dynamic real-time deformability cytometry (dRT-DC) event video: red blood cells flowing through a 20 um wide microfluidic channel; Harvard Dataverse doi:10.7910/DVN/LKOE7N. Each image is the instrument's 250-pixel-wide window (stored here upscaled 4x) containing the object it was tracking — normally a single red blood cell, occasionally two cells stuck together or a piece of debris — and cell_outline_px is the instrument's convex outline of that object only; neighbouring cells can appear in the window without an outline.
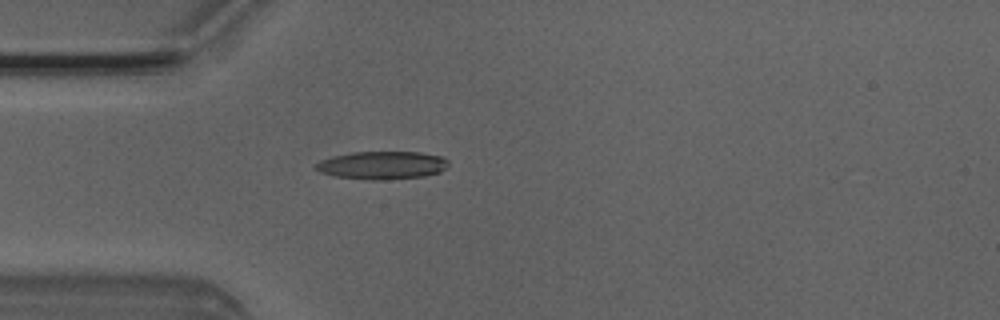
{"species": "Egyptian fruit bat (a non-hibernating species)", "species_latin": "Rousettus aegyptiacus", "temperature_condition": "room temperature", "stored_images_in_passage": 4, "camera_frame_rate_fps": 3000, "um_per_image_px": 0.085, "animal": {"sex": "male"}, "frame": {"image": 1, "passage_image": 4, "time_ms": 1.0, "image_size_px": [1000, 320], "cell_outline_px": [[448, 164], [440, 172], [424, 176], [384, 180], [372, 180], [336, 176], [320, 172], [312, 168], [312, 164], [320, 160], [332, 156], [352, 152], [420, 152], [444, 156], [448, 160]], "centroid_in_image_um": [32.45, 14.04], "position_along_channel_um": 52.6, "area_um2": 21.85}}